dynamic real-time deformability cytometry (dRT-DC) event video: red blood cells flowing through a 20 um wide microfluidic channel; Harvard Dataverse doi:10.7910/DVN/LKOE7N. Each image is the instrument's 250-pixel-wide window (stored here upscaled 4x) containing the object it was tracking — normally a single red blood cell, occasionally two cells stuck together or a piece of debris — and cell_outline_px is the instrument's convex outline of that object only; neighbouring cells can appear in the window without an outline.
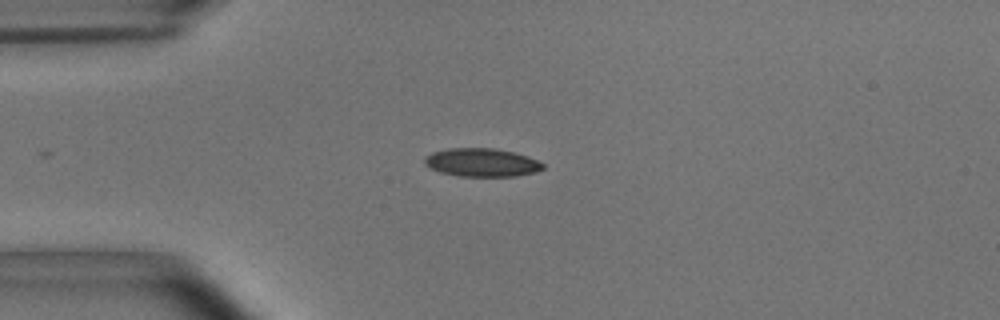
{"species": "common noctule bat (a hibernating species)", "species_latin": "Nyctalus noctula", "temperature_condition": "room temperature", "stored_images_in_passage": 37, "camera_frame_rate_fps": 3000, "um_per_image_px": 0.085, "animal": {"sex": "male", "body_mass_g": 15.6}, "frame": {"image": 1, "passage_image": 6, "time_ms": 1.667, "image_size_px": [1000, 320], "cell_outline_px": [[544, 168], [536, 172], [516, 176], [460, 176], [440, 172], [424, 164], [424, 156], [432, 152], [448, 148], [496, 148], [528, 156], [544, 164]], "centroid_in_image_um": [40.94, 13.8], "position_along_channel_um": 44.1, "area_um2": 19.54}}
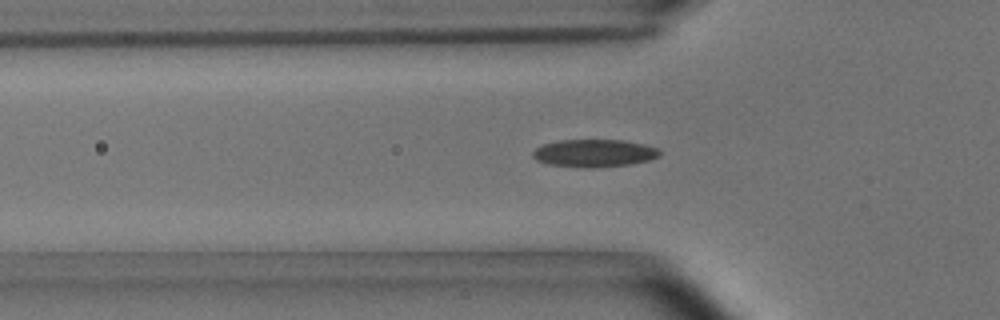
{"frame": {"image": 2, "passage_image": 10, "time_ms": 3.0, "image_size_px": [1000, 320], "cell_outline_px": [[660, 156], [652, 160], [632, 164], [592, 168], [588, 168], [548, 164], [536, 160], [532, 156], [532, 152], [536, 148], [544, 144], [560, 140], [624, 140], [644, 144], [656, 148], [660, 152]], "centroid_in_image_um": [50.53, 13.02], "position_along_channel_um": 75.3, "area_um2": 20.52}, "authors_computed_cell_mechanics": {"area_um2": 19.5364, "velocity_mm_per_s": 3.7, "shape_relaxation_time_tau1_ms": 3.3592, "shape_relaxation_time_tau2_ms": 3.1987, "deformation_change_tau1": 0.109, "deformation_change_tau2": 0.0931}}